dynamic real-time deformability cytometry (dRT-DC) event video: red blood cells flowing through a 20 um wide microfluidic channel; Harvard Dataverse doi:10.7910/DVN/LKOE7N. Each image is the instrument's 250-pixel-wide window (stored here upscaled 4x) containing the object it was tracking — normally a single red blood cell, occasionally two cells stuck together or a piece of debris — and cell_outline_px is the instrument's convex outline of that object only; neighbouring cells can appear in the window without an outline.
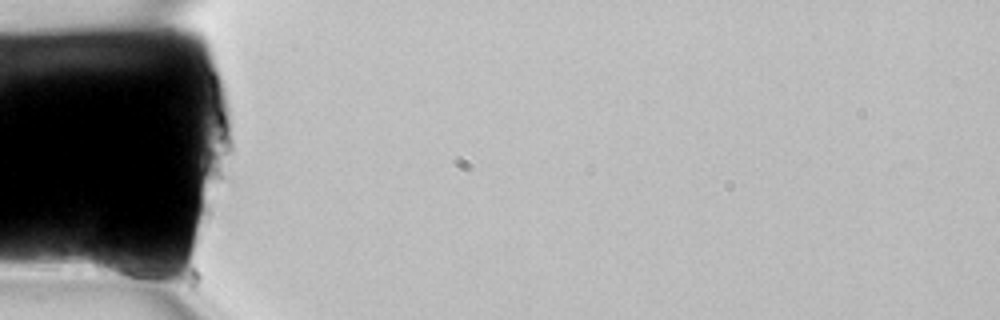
{"species": "common noctule bat (a hibernating species)", "species_latin": "Nyctalus noctula", "temperature_condition": "room temperature", "stored_images_in_passage": 2, "camera_frame_rate_fps": 3000, "um_per_image_px": 0.085, "animal": {"sex": "female", "body_mass_g": 22.7, "forearm_length_mm": 54.2}, "frame": {"image": 1, "passage_image": 1, "time_ms": 0.0, "image_size_px": [1000, 320], "cell_outline_px": [[160, 276], [156, 288], [96, 272], [92, 264], [92, 244], [96, 240], [136, 256], [160, 272]], "centroid_in_image_um": [10.45, 22.55], "position_along_channel_um": 74.6, "area_um2": 12.83}}